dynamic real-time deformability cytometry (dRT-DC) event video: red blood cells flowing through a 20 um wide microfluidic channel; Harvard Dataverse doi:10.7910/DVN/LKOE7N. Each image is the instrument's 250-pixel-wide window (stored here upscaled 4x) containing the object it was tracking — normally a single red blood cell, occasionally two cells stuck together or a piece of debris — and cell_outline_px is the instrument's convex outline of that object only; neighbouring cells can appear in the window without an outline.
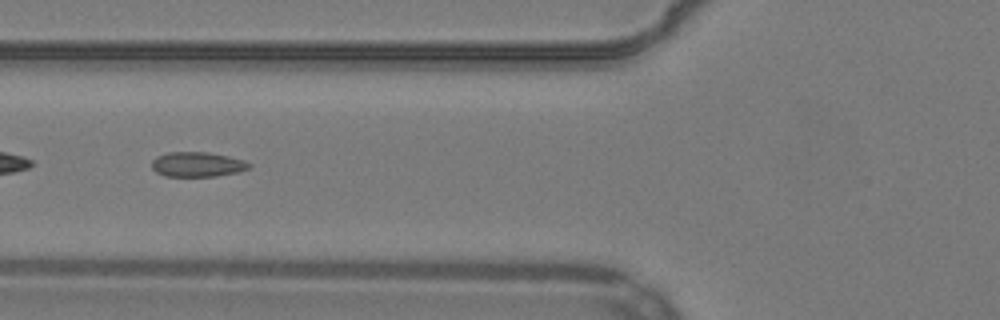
{"species": "common noctule bat (a hibernating species)", "species_latin": "Nyctalus noctula", "temperature_condition": "warm", "stored_images_in_passage": 46, "segment_of_instrument_passage": [2, 2], "camera_frame_rate_fps": 3000, "um_per_image_px": 0.085, "animal": {"sex": "male", "body_mass_g": 19.2, "forearm_length_mm": 51.8}, "frame": {"image": 1, "passage_image": 13, "time_ms": 4.0, "image_size_px": [1000, 320], "cell_outline_px": [[252, 164], [248, 168], [240, 172], [216, 176], [164, 176], [156, 172], [152, 168], [152, 160], [156, 156], [168, 152], [208, 152], [228, 156], [244, 160]], "centroid_in_image_um": [16.77, 13.97], "position_along_channel_um": 109.0, "area_um2": 14.16}}
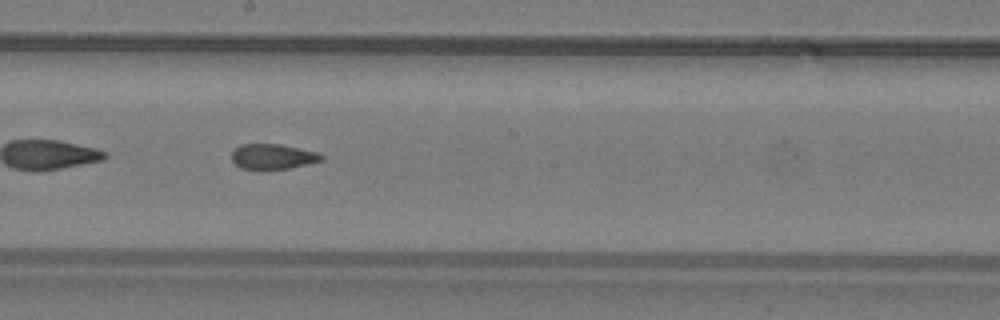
{"frame": {"image": 2, "passage_image": 22, "time_ms": 7.0, "image_size_px": [1000, 320], "cell_outline_px": [[324, 160], [288, 168], [260, 172], [240, 168], [232, 160], [232, 152], [240, 144], [280, 144], [320, 152], [324, 156]], "centroid_in_image_um": [23.18, 13.34], "position_along_channel_um": 225.0, "area_um2": 13.7}}
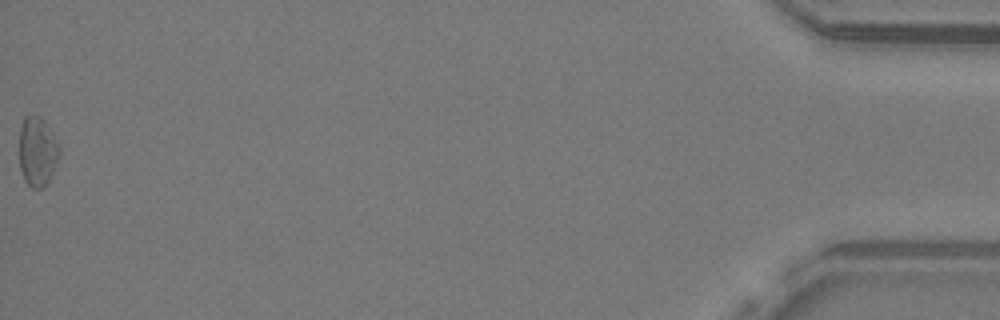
{"frame": {"image": 3, "passage_image": 46, "time_ms": 15.0, "image_size_px": [1000, 320], "cell_outline_px": [[60, 152], [48, 180], [40, 188], [32, 188], [24, 180], [20, 168], [20, 128], [24, 116], [40, 116], [44, 120], [52, 132], [60, 148]], "centroid_in_image_um": [3.16, 12.84], "position_along_channel_um": 432.0, "area_um2": 15.84}}